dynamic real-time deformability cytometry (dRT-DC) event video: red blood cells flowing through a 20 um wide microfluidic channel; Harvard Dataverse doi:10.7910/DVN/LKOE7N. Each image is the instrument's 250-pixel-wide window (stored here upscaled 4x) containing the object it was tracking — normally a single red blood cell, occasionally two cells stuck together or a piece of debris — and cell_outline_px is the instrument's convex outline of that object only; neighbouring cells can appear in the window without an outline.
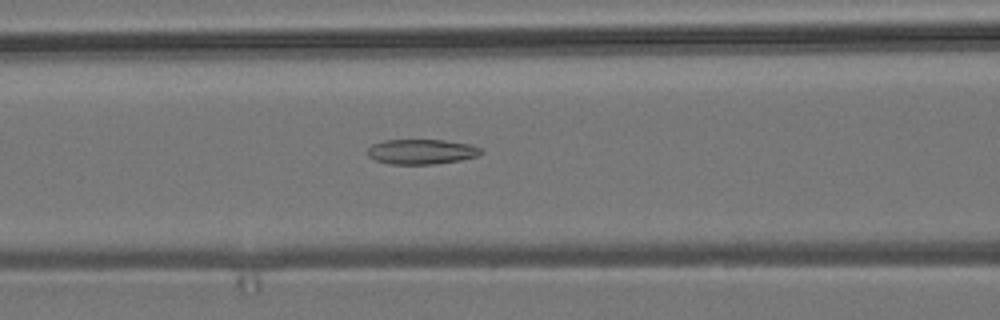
{"species": "common noctule bat (a hibernating species)", "species_latin": "Nyctalus noctula", "temperature_condition": "room temperature", "stored_images_in_passage": 53, "camera_frame_rate_fps": 3000, "um_per_image_px": 0.085, "animal": {"sex": "male", "body_mass_g": 19.2, "forearm_length_mm": 51.8}, "frame": {"image": 1, "passage_image": 22, "time_ms": 7.0, "image_size_px": [1000, 320], "cell_outline_px": [[484, 152], [476, 156], [460, 160], [436, 164], [388, 164], [376, 160], [368, 156], [368, 148], [372, 144], [384, 140], [444, 140], [468, 144], [480, 148]], "centroid_in_image_um": [35.81, 12.89], "position_along_channel_um": 130.8, "area_um2": 16.47}}
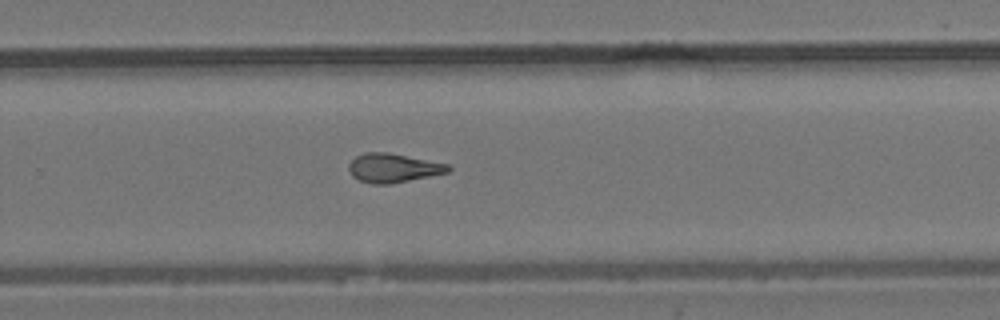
{"frame": {"image": 2, "passage_image": 35, "time_ms": 11.333, "image_size_px": [1000, 320], "cell_outline_px": [[452, 168], [448, 172], [388, 184], [372, 184], [360, 180], [352, 176], [348, 168], [348, 164], [356, 156], [364, 152], [388, 152], [448, 164]], "centroid_in_image_um": [33.39, 14.26], "position_along_channel_um": 296.4, "area_um2": 16.59}}
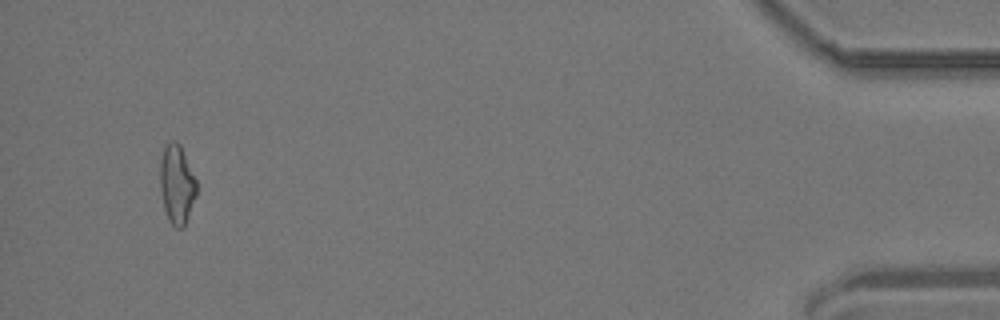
{"frame": {"image": 3, "passage_image": 51, "time_ms": 16.667, "image_size_px": [1000, 320], "cell_outline_px": [[196, 196], [184, 228], [176, 228], [168, 220], [164, 208], [160, 188], [160, 160], [164, 144], [168, 140], [176, 140], [180, 144], [196, 180]], "centroid_in_image_um": [15.01, 15.64], "position_along_channel_um": 420.2, "area_um2": 16.99}, "authors_computed_cell_mechanics": {"area_um2": 16.8776, "velocity_mm_per_s": 3.8335, "shape_relaxation_time_tau1_ms": null, "shape_relaxation_time_tau2_ms": 3.949, "deformation_change_tau1": null, "deformation_change_tau2": 0.1338}}